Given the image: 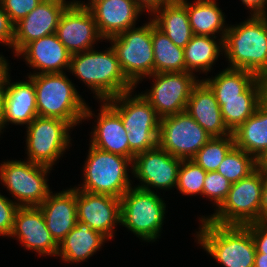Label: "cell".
I'll return each instance as SVG.
<instances>
[{"label":"cell","instance_id":"3","mask_svg":"<svg viewBox=\"0 0 267 267\" xmlns=\"http://www.w3.org/2000/svg\"><path fill=\"white\" fill-rule=\"evenodd\" d=\"M194 242L222 267H254L256 247L251 232L240 225L199 220ZM199 244V245H198Z\"/></svg>","mask_w":267,"mask_h":267},{"label":"cell","instance_id":"13","mask_svg":"<svg viewBox=\"0 0 267 267\" xmlns=\"http://www.w3.org/2000/svg\"><path fill=\"white\" fill-rule=\"evenodd\" d=\"M210 139L186 111L160 119L158 146L172 156L191 160Z\"/></svg>","mask_w":267,"mask_h":267},{"label":"cell","instance_id":"37","mask_svg":"<svg viewBox=\"0 0 267 267\" xmlns=\"http://www.w3.org/2000/svg\"><path fill=\"white\" fill-rule=\"evenodd\" d=\"M43 0H2L1 5L15 25L25 18Z\"/></svg>","mask_w":267,"mask_h":267},{"label":"cell","instance_id":"48","mask_svg":"<svg viewBox=\"0 0 267 267\" xmlns=\"http://www.w3.org/2000/svg\"><path fill=\"white\" fill-rule=\"evenodd\" d=\"M263 84V102L267 104V74L261 77Z\"/></svg>","mask_w":267,"mask_h":267},{"label":"cell","instance_id":"2","mask_svg":"<svg viewBox=\"0 0 267 267\" xmlns=\"http://www.w3.org/2000/svg\"><path fill=\"white\" fill-rule=\"evenodd\" d=\"M227 67L267 74V15H248L238 24H229L223 40Z\"/></svg>","mask_w":267,"mask_h":267},{"label":"cell","instance_id":"34","mask_svg":"<svg viewBox=\"0 0 267 267\" xmlns=\"http://www.w3.org/2000/svg\"><path fill=\"white\" fill-rule=\"evenodd\" d=\"M235 146L233 133L225 137H213L191 159L206 172L217 171L224 157Z\"/></svg>","mask_w":267,"mask_h":267},{"label":"cell","instance_id":"9","mask_svg":"<svg viewBox=\"0 0 267 267\" xmlns=\"http://www.w3.org/2000/svg\"><path fill=\"white\" fill-rule=\"evenodd\" d=\"M0 163V182L19 207L40 206L52 191L49 174L52 168L24 158ZM14 198V199H13Z\"/></svg>","mask_w":267,"mask_h":267},{"label":"cell","instance_id":"42","mask_svg":"<svg viewBox=\"0 0 267 267\" xmlns=\"http://www.w3.org/2000/svg\"><path fill=\"white\" fill-rule=\"evenodd\" d=\"M249 15H267V0H240Z\"/></svg>","mask_w":267,"mask_h":267},{"label":"cell","instance_id":"50","mask_svg":"<svg viewBox=\"0 0 267 267\" xmlns=\"http://www.w3.org/2000/svg\"><path fill=\"white\" fill-rule=\"evenodd\" d=\"M61 1H64V2H69V4H74V3H77L78 2V0H61Z\"/></svg>","mask_w":267,"mask_h":267},{"label":"cell","instance_id":"29","mask_svg":"<svg viewBox=\"0 0 267 267\" xmlns=\"http://www.w3.org/2000/svg\"><path fill=\"white\" fill-rule=\"evenodd\" d=\"M233 136L237 148L259 160L267 152V104L262 102Z\"/></svg>","mask_w":267,"mask_h":267},{"label":"cell","instance_id":"31","mask_svg":"<svg viewBox=\"0 0 267 267\" xmlns=\"http://www.w3.org/2000/svg\"><path fill=\"white\" fill-rule=\"evenodd\" d=\"M214 92L216 99L242 98V93L258 78L243 69H225L207 77H200Z\"/></svg>","mask_w":267,"mask_h":267},{"label":"cell","instance_id":"21","mask_svg":"<svg viewBox=\"0 0 267 267\" xmlns=\"http://www.w3.org/2000/svg\"><path fill=\"white\" fill-rule=\"evenodd\" d=\"M69 2L43 0L25 18L14 25L13 55L26 44L55 34L61 14Z\"/></svg>","mask_w":267,"mask_h":267},{"label":"cell","instance_id":"41","mask_svg":"<svg viewBox=\"0 0 267 267\" xmlns=\"http://www.w3.org/2000/svg\"><path fill=\"white\" fill-rule=\"evenodd\" d=\"M135 5L142 11L151 17L159 8L170 0H133Z\"/></svg>","mask_w":267,"mask_h":267},{"label":"cell","instance_id":"16","mask_svg":"<svg viewBox=\"0 0 267 267\" xmlns=\"http://www.w3.org/2000/svg\"><path fill=\"white\" fill-rule=\"evenodd\" d=\"M77 221L88 224L110 241L121 225V200L110 195L76 189ZM118 225V226H117Z\"/></svg>","mask_w":267,"mask_h":267},{"label":"cell","instance_id":"12","mask_svg":"<svg viewBox=\"0 0 267 267\" xmlns=\"http://www.w3.org/2000/svg\"><path fill=\"white\" fill-rule=\"evenodd\" d=\"M146 78L153 80L151 89L140 93L160 119L184 112L193 88L201 80L190 72L153 73Z\"/></svg>","mask_w":267,"mask_h":267},{"label":"cell","instance_id":"4","mask_svg":"<svg viewBox=\"0 0 267 267\" xmlns=\"http://www.w3.org/2000/svg\"><path fill=\"white\" fill-rule=\"evenodd\" d=\"M65 73L28 75L36 90L37 115L68 122L73 128L84 122L86 100Z\"/></svg>","mask_w":267,"mask_h":267},{"label":"cell","instance_id":"35","mask_svg":"<svg viewBox=\"0 0 267 267\" xmlns=\"http://www.w3.org/2000/svg\"><path fill=\"white\" fill-rule=\"evenodd\" d=\"M207 172L204 171L193 160H182L176 184V190L182 196L196 197L201 196L203 199V186Z\"/></svg>","mask_w":267,"mask_h":267},{"label":"cell","instance_id":"45","mask_svg":"<svg viewBox=\"0 0 267 267\" xmlns=\"http://www.w3.org/2000/svg\"><path fill=\"white\" fill-rule=\"evenodd\" d=\"M254 267H267V255L263 253H256Z\"/></svg>","mask_w":267,"mask_h":267},{"label":"cell","instance_id":"27","mask_svg":"<svg viewBox=\"0 0 267 267\" xmlns=\"http://www.w3.org/2000/svg\"><path fill=\"white\" fill-rule=\"evenodd\" d=\"M223 40L224 37L193 35L183 48L186 72L197 77L200 74L208 76L214 69V65L217 64L216 62L220 60L221 56L223 57Z\"/></svg>","mask_w":267,"mask_h":267},{"label":"cell","instance_id":"19","mask_svg":"<svg viewBox=\"0 0 267 267\" xmlns=\"http://www.w3.org/2000/svg\"><path fill=\"white\" fill-rule=\"evenodd\" d=\"M71 53L56 34L41 37L26 44L14 57L24 59L33 71L28 75L69 72Z\"/></svg>","mask_w":267,"mask_h":267},{"label":"cell","instance_id":"15","mask_svg":"<svg viewBox=\"0 0 267 267\" xmlns=\"http://www.w3.org/2000/svg\"><path fill=\"white\" fill-rule=\"evenodd\" d=\"M55 34L71 54L88 51L104 40L91 10L78 2L65 8Z\"/></svg>","mask_w":267,"mask_h":267},{"label":"cell","instance_id":"24","mask_svg":"<svg viewBox=\"0 0 267 267\" xmlns=\"http://www.w3.org/2000/svg\"><path fill=\"white\" fill-rule=\"evenodd\" d=\"M185 111L213 138L232 132L225 125L214 92L201 79L193 88Z\"/></svg>","mask_w":267,"mask_h":267},{"label":"cell","instance_id":"43","mask_svg":"<svg viewBox=\"0 0 267 267\" xmlns=\"http://www.w3.org/2000/svg\"><path fill=\"white\" fill-rule=\"evenodd\" d=\"M267 220V173H265L264 183L262 187V200L260 205V221Z\"/></svg>","mask_w":267,"mask_h":267},{"label":"cell","instance_id":"17","mask_svg":"<svg viewBox=\"0 0 267 267\" xmlns=\"http://www.w3.org/2000/svg\"><path fill=\"white\" fill-rule=\"evenodd\" d=\"M98 113L87 104L84 121L92 122L89 144L101 150L129 158L127 131L124 129L120 115L106 102L99 101Z\"/></svg>","mask_w":267,"mask_h":267},{"label":"cell","instance_id":"7","mask_svg":"<svg viewBox=\"0 0 267 267\" xmlns=\"http://www.w3.org/2000/svg\"><path fill=\"white\" fill-rule=\"evenodd\" d=\"M161 193L132 186L121 198V225L141 242L159 241L166 221L167 205Z\"/></svg>","mask_w":267,"mask_h":267},{"label":"cell","instance_id":"30","mask_svg":"<svg viewBox=\"0 0 267 267\" xmlns=\"http://www.w3.org/2000/svg\"><path fill=\"white\" fill-rule=\"evenodd\" d=\"M227 128L233 133L253 115L263 102V84L258 77L243 93L242 98L216 99Z\"/></svg>","mask_w":267,"mask_h":267},{"label":"cell","instance_id":"49","mask_svg":"<svg viewBox=\"0 0 267 267\" xmlns=\"http://www.w3.org/2000/svg\"><path fill=\"white\" fill-rule=\"evenodd\" d=\"M95 1H98V0H87V2L84 0V1H82V0H78V3L80 4V5H83V6H86V7H90ZM86 2V3H85Z\"/></svg>","mask_w":267,"mask_h":267},{"label":"cell","instance_id":"14","mask_svg":"<svg viewBox=\"0 0 267 267\" xmlns=\"http://www.w3.org/2000/svg\"><path fill=\"white\" fill-rule=\"evenodd\" d=\"M181 162L182 159L159 146L136 154L132 160V178L139 183L135 187L157 193L175 190Z\"/></svg>","mask_w":267,"mask_h":267},{"label":"cell","instance_id":"23","mask_svg":"<svg viewBox=\"0 0 267 267\" xmlns=\"http://www.w3.org/2000/svg\"><path fill=\"white\" fill-rule=\"evenodd\" d=\"M66 188L59 192L51 191L38 206L44 215L46 227L57 243L66 237L77 222L76 188Z\"/></svg>","mask_w":267,"mask_h":267},{"label":"cell","instance_id":"22","mask_svg":"<svg viewBox=\"0 0 267 267\" xmlns=\"http://www.w3.org/2000/svg\"><path fill=\"white\" fill-rule=\"evenodd\" d=\"M89 9L105 41L136 27L139 17L144 15L133 0H98Z\"/></svg>","mask_w":267,"mask_h":267},{"label":"cell","instance_id":"25","mask_svg":"<svg viewBox=\"0 0 267 267\" xmlns=\"http://www.w3.org/2000/svg\"><path fill=\"white\" fill-rule=\"evenodd\" d=\"M108 241L110 240L101 232L77 221L76 226L58 243L56 256L60 257L59 259L65 264L79 265L85 261L88 262Z\"/></svg>","mask_w":267,"mask_h":267},{"label":"cell","instance_id":"40","mask_svg":"<svg viewBox=\"0 0 267 267\" xmlns=\"http://www.w3.org/2000/svg\"><path fill=\"white\" fill-rule=\"evenodd\" d=\"M14 24L11 22L8 14L2 8L0 2V45L8 46L13 52Z\"/></svg>","mask_w":267,"mask_h":267},{"label":"cell","instance_id":"11","mask_svg":"<svg viewBox=\"0 0 267 267\" xmlns=\"http://www.w3.org/2000/svg\"><path fill=\"white\" fill-rule=\"evenodd\" d=\"M137 26L103 41L115 50L121 69L135 87L154 73L152 19Z\"/></svg>","mask_w":267,"mask_h":267},{"label":"cell","instance_id":"5","mask_svg":"<svg viewBox=\"0 0 267 267\" xmlns=\"http://www.w3.org/2000/svg\"><path fill=\"white\" fill-rule=\"evenodd\" d=\"M81 171L82 183L76 189L121 198L132 186V161L88 144ZM131 167V168H130ZM131 173V175H129Z\"/></svg>","mask_w":267,"mask_h":267},{"label":"cell","instance_id":"44","mask_svg":"<svg viewBox=\"0 0 267 267\" xmlns=\"http://www.w3.org/2000/svg\"><path fill=\"white\" fill-rule=\"evenodd\" d=\"M5 88L4 73L0 76V138L2 137V121L4 116Z\"/></svg>","mask_w":267,"mask_h":267},{"label":"cell","instance_id":"32","mask_svg":"<svg viewBox=\"0 0 267 267\" xmlns=\"http://www.w3.org/2000/svg\"><path fill=\"white\" fill-rule=\"evenodd\" d=\"M154 73L186 72L184 49L176 46L152 20Z\"/></svg>","mask_w":267,"mask_h":267},{"label":"cell","instance_id":"38","mask_svg":"<svg viewBox=\"0 0 267 267\" xmlns=\"http://www.w3.org/2000/svg\"><path fill=\"white\" fill-rule=\"evenodd\" d=\"M19 206L0 192V236L9 237L14 224V218Z\"/></svg>","mask_w":267,"mask_h":267},{"label":"cell","instance_id":"33","mask_svg":"<svg viewBox=\"0 0 267 267\" xmlns=\"http://www.w3.org/2000/svg\"><path fill=\"white\" fill-rule=\"evenodd\" d=\"M258 168V160L242 149L234 146L219 165L217 172L231 184L246 178Z\"/></svg>","mask_w":267,"mask_h":267},{"label":"cell","instance_id":"1","mask_svg":"<svg viewBox=\"0 0 267 267\" xmlns=\"http://www.w3.org/2000/svg\"><path fill=\"white\" fill-rule=\"evenodd\" d=\"M89 49L71 55L69 72L93 93V98L106 101L136 87L126 78L115 50Z\"/></svg>","mask_w":267,"mask_h":267},{"label":"cell","instance_id":"36","mask_svg":"<svg viewBox=\"0 0 267 267\" xmlns=\"http://www.w3.org/2000/svg\"><path fill=\"white\" fill-rule=\"evenodd\" d=\"M230 188L231 183L220 173L207 172L203 186V199L207 198L213 204L211 207L215 211L225 200Z\"/></svg>","mask_w":267,"mask_h":267},{"label":"cell","instance_id":"18","mask_svg":"<svg viewBox=\"0 0 267 267\" xmlns=\"http://www.w3.org/2000/svg\"><path fill=\"white\" fill-rule=\"evenodd\" d=\"M9 237L18 240L25 250L34 251L39 257L56 258L58 243L46 227L44 215L38 206L17 209Z\"/></svg>","mask_w":267,"mask_h":267},{"label":"cell","instance_id":"39","mask_svg":"<svg viewBox=\"0 0 267 267\" xmlns=\"http://www.w3.org/2000/svg\"><path fill=\"white\" fill-rule=\"evenodd\" d=\"M244 226L251 232L256 247V253L267 255V223L265 221H258Z\"/></svg>","mask_w":267,"mask_h":267},{"label":"cell","instance_id":"20","mask_svg":"<svg viewBox=\"0 0 267 267\" xmlns=\"http://www.w3.org/2000/svg\"><path fill=\"white\" fill-rule=\"evenodd\" d=\"M10 69L9 66L4 72L5 102L2 134L5 128L8 129L9 124L26 127L38 116L33 80L26 75L24 76L26 81L17 80L14 82L10 76Z\"/></svg>","mask_w":267,"mask_h":267},{"label":"cell","instance_id":"47","mask_svg":"<svg viewBox=\"0 0 267 267\" xmlns=\"http://www.w3.org/2000/svg\"><path fill=\"white\" fill-rule=\"evenodd\" d=\"M258 167L267 173V152L258 160Z\"/></svg>","mask_w":267,"mask_h":267},{"label":"cell","instance_id":"26","mask_svg":"<svg viewBox=\"0 0 267 267\" xmlns=\"http://www.w3.org/2000/svg\"><path fill=\"white\" fill-rule=\"evenodd\" d=\"M179 1L186 7L193 35L225 37L229 24L218 0Z\"/></svg>","mask_w":267,"mask_h":267},{"label":"cell","instance_id":"10","mask_svg":"<svg viewBox=\"0 0 267 267\" xmlns=\"http://www.w3.org/2000/svg\"><path fill=\"white\" fill-rule=\"evenodd\" d=\"M24 128L25 158L52 169L74 141L71 138L74 128L64 120L37 116Z\"/></svg>","mask_w":267,"mask_h":267},{"label":"cell","instance_id":"6","mask_svg":"<svg viewBox=\"0 0 267 267\" xmlns=\"http://www.w3.org/2000/svg\"><path fill=\"white\" fill-rule=\"evenodd\" d=\"M135 93V94H134ZM120 115L129 143V159L158 146L160 118L151 104L135 89L106 100Z\"/></svg>","mask_w":267,"mask_h":267},{"label":"cell","instance_id":"8","mask_svg":"<svg viewBox=\"0 0 267 267\" xmlns=\"http://www.w3.org/2000/svg\"><path fill=\"white\" fill-rule=\"evenodd\" d=\"M265 172L257 168L246 178L231 184L222 204L211 215H199L198 220L218 225L244 226L260 221V205Z\"/></svg>","mask_w":267,"mask_h":267},{"label":"cell","instance_id":"46","mask_svg":"<svg viewBox=\"0 0 267 267\" xmlns=\"http://www.w3.org/2000/svg\"><path fill=\"white\" fill-rule=\"evenodd\" d=\"M6 58H8V57H5L3 55V52L2 53L0 52V76L5 72V70L9 66H11L9 63L10 61H8V59H6Z\"/></svg>","mask_w":267,"mask_h":267},{"label":"cell","instance_id":"28","mask_svg":"<svg viewBox=\"0 0 267 267\" xmlns=\"http://www.w3.org/2000/svg\"><path fill=\"white\" fill-rule=\"evenodd\" d=\"M155 26L178 47L184 48L192 39L186 7L179 0H170L150 17Z\"/></svg>","mask_w":267,"mask_h":267}]
</instances>
